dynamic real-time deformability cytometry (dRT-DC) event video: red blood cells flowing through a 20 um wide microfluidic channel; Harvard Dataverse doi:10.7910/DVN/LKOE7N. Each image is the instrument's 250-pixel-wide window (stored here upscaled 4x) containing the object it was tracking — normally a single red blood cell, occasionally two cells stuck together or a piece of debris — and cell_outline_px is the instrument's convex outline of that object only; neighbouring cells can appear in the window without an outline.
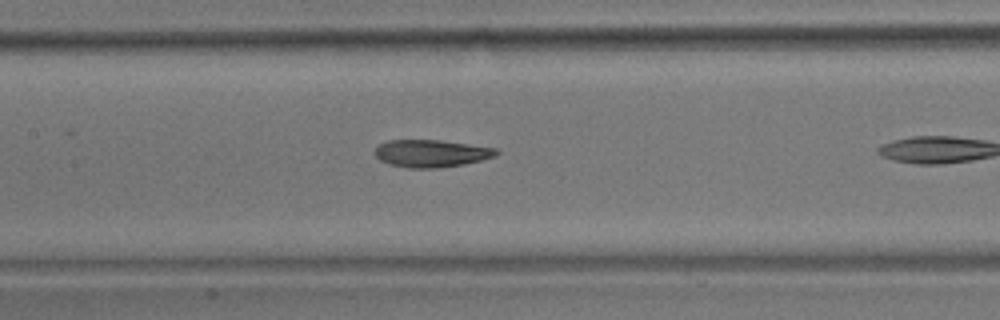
{"species": "common noctule bat (a hibernating species)", "species_latin": "Nyctalus noctula", "temperature_condition": "room temperature", "stored_images_in_passage": 14, "camera_frame_rate_fps": 3000, "um_per_image_px": 0.085, "animal": {"sex": "male", "body_mass_g": 17.9}, "frame": {"image": 1, "passage_image": 10, "time_ms": 3.0, "image_size_px": [1000, 320], "cell_outline_px": [[500, 152], [496, 156], [464, 164], [436, 168], [408, 168], [388, 164], [380, 160], [372, 152], [380, 144], [388, 140], [440, 140], [496, 148]], "centroid_in_image_um": [36.63, 13.04], "position_along_channel_um": 170.8, "area_um2": 19.42}}